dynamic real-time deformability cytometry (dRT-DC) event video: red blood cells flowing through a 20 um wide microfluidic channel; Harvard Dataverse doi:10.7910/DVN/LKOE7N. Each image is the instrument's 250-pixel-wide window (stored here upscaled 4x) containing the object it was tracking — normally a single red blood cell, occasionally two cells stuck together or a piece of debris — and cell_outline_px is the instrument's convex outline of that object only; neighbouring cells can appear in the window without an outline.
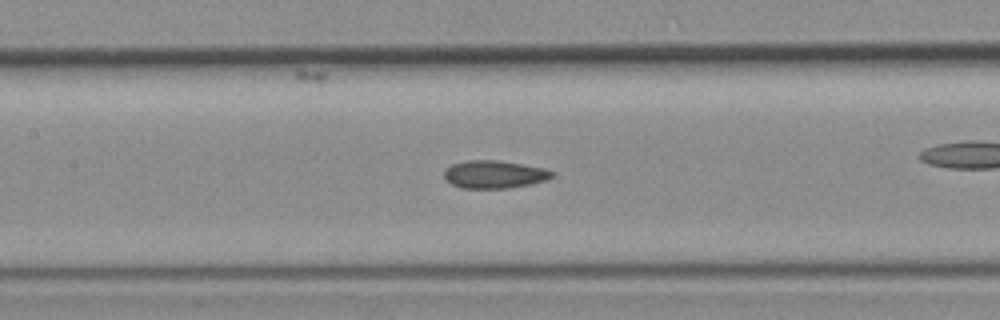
{"species": "common noctule bat (a hibernating species)", "species_latin": "Nyctalus noctula", "temperature_condition": "room temperature", "stored_images_in_passage": 29, "camera_frame_rate_fps": 3000, "um_per_image_px": 0.085, "animal": {"sex": "female", "body_mass_g": 19.3, "forearm_length_mm": 54.1}, "frame": {"image": 1, "passage_image": 5, "time_ms": 1.333, "image_size_px": [1000, 320], "cell_outline_px": [[556, 176], [548, 180], [532, 184], [508, 188], [460, 188], [444, 180], [444, 172], [452, 164], [468, 160], [496, 160], [544, 168], [556, 172]], "centroid_in_image_um": [42.06, 14.83], "position_along_channel_um": 165.3, "area_um2": 17.63}}
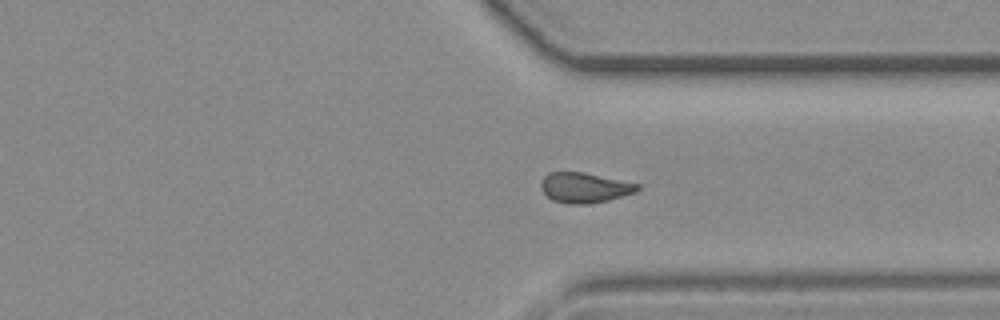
{"frame": {"image": 2, "passage_image": 17, "time_ms": 5.333, "image_size_px": [1000, 320], "cell_outline_px": [[640, 188], [636, 192], [608, 200], [592, 204], [568, 204], [552, 200], [540, 188], [540, 184], [544, 176], [548, 172], [584, 172], [640, 184]], "centroid_in_image_um": [49.68, 15.95], "position_along_channel_um": 361.7, "area_um2": 17.05}}
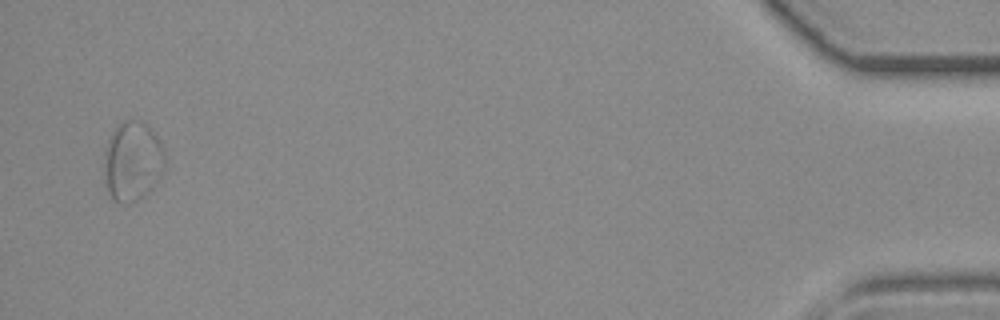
{"frame": {"image": 3, "passage_image": 29, "time_ms": 9.333, "image_size_px": [1000, 320], "cell_outline_px": [[168, 164], [156, 184], [148, 192], [136, 200], [128, 204], [112, 200], [108, 188], [104, 172], [104, 148], [112, 132], [128, 116], [140, 120], [148, 124], [164, 148], [168, 160]], "centroid_in_image_um": [11.31, 13.66], "position_along_channel_um": 423.9, "area_um2": 28.9}}